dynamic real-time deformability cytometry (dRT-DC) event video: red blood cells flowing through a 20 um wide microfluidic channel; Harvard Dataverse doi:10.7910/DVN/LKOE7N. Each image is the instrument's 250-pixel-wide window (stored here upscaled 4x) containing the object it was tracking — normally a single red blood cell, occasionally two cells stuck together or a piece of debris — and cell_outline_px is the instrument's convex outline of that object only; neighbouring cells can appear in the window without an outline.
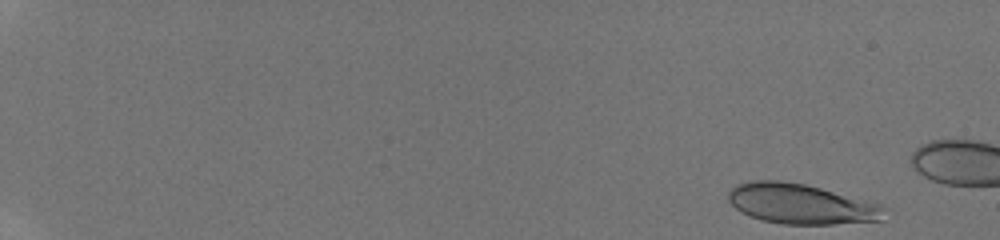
{"species": "human", "species_latin": "Homo sapiens", "temperature_condition": "room temperature", "stored_images_in_passage": 48, "camera_frame_rate_fps": 3000, "um_per_image_px": 0.085, "donor": {"sex": "male"}, "frame": {"image": 1, "passage_image": 1, "time_ms": 0.0, "image_size_px": [1000, 240], "cell_outline_px": [[884, 208], [880, 220], [832, 224], [780, 224], [764, 220], [752, 216], [736, 208], [728, 200], [728, 192], [736, 184], [752, 180], [780, 180], [804, 184], [820, 188], [880, 204]], "centroid_in_image_um": [68.03, 17.32], "position_along_channel_um": 17.0, "area_um2": 35.89}}
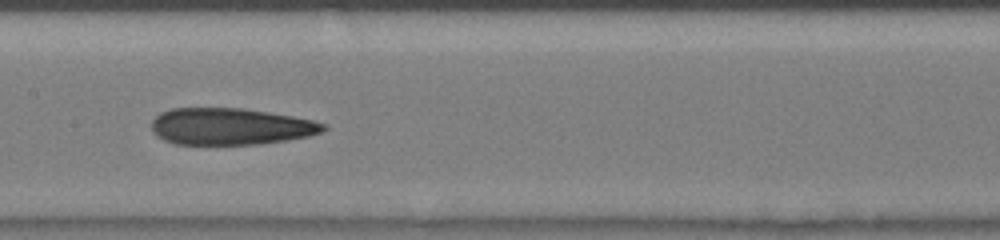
{"frame": {"image": 2, "passage_image": 27, "time_ms": 8.667, "image_size_px": [1000, 240], "cell_outline_px": [[328, 128], [320, 132], [308, 136], [260, 144], [176, 144], [164, 140], [156, 136], [152, 132], [152, 120], [160, 112], [172, 108], [240, 108], [292, 116], [312, 120], [328, 124]], "centroid_in_image_um": [19.57, 10.75], "position_along_channel_um": 187.8, "area_um2": 36.7}}
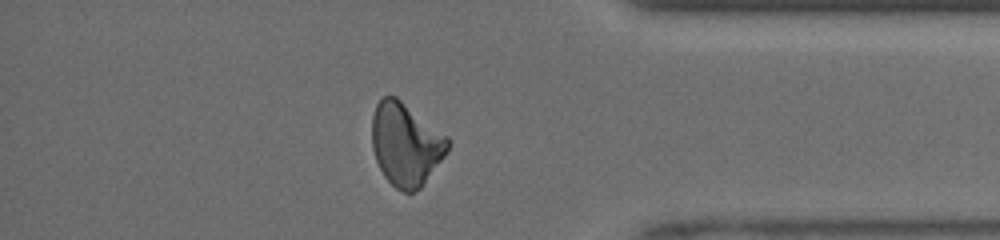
{"frame": {"image": 3, "passage_image": 43, "time_ms": 14.0, "image_size_px": [1000, 240], "cell_outline_px": [[452, 140], [444, 156], [420, 188], [412, 192], [404, 192], [396, 188], [384, 176], [376, 160], [372, 148], [372, 116], [376, 104], [384, 96], [396, 96], [448, 136]], "centroid_in_image_um": [34.49, 12.24], "position_along_channel_um": 400.7, "area_um2": 36.53}}